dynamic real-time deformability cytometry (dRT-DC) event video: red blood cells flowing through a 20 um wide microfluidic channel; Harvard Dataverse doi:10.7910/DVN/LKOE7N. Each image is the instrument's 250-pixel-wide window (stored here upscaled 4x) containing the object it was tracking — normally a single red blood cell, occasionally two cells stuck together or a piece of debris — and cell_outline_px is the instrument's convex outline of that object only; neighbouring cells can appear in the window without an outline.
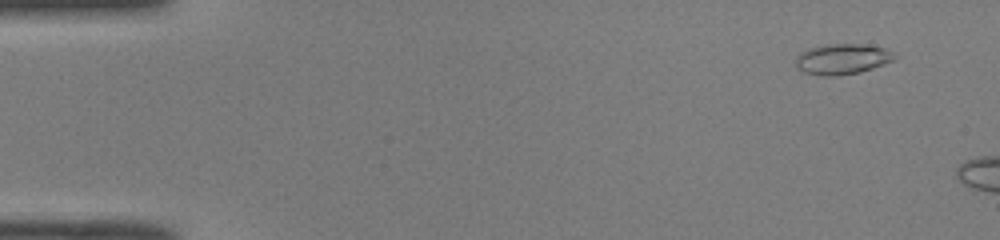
{"species": "common noctule bat (a hibernating species)", "species_latin": "Nyctalus noctula", "temperature_condition": "room temperature", "stored_images_in_passage": 10, "camera_frame_rate_fps": 3000, "um_per_image_px": 0.085, "animal": {"sex": "male", "body_mass_g": 19.0, "forearm_length_mm": 50.8}, "frame": {"image": 1, "passage_image": 4, "time_ms": 1.0, "image_size_px": [1000, 240], "cell_outline_px": [[900, 56], [892, 60], [872, 68], [860, 72], [832, 76], [820, 76], [804, 72], [796, 68], [796, 56], [800, 52], [808, 48], [832, 44], [856, 44], [884, 48]], "centroid_in_image_um": [71.56, 5.03], "position_along_channel_um": 13.4, "area_um2": 17.46}}